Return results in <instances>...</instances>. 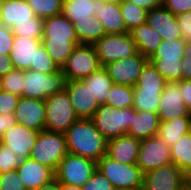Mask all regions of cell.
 Instances as JSON below:
<instances>
[{
	"instance_id": "cell-1",
	"label": "cell",
	"mask_w": 191,
	"mask_h": 190,
	"mask_svg": "<svg viewBox=\"0 0 191 190\" xmlns=\"http://www.w3.org/2000/svg\"><path fill=\"white\" fill-rule=\"evenodd\" d=\"M42 44L55 64L62 68L80 43L73 24L60 14L44 19Z\"/></svg>"
},
{
	"instance_id": "cell-2",
	"label": "cell",
	"mask_w": 191,
	"mask_h": 190,
	"mask_svg": "<svg viewBox=\"0 0 191 190\" xmlns=\"http://www.w3.org/2000/svg\"><path fill=\"white\" fill-rule=\"evenodd\" d=\"M68 153L98 162L107 153V139L91 119H77L65 132Z\"/></svg>"
},
{
	"instance_id": "cell-3",
	"label": "cell",
	"mask_w": 191,
	"mask_h": 190,
	"mask_svg": "<svg viewBox=\"0 0 191 190\" xmlns=\"http://www.w3.org/2000/svg\"><path fill=\"white\" fill-rule=\"evenodd\" d=\"M186 44L187 42L183 39L163 40L156 52L149 58L167 82L182 80V59Z\"/></svg>"
},
{
	"instance_id": "cell-4",
	"label": "cell",
	"mask_w": 191,
	"mask_h": 190,
	"mask_svg": "<svg viewBox=\"0 0 191 190\" xmlns=\"http://www.w3.org/2000/svg\"><path fill=\"white\" fill-rule=\"evenodd\" d=\"M67 154L65 133L43 130L38 134L30 158L46 165L55 172L60 161Z\"/></svg>"
},
{
	"instance_id": "cell-5",
	"label": "cell",
	"mask_w": 191,
	"mask_h": 190,
	"mask_svg": "<svg viewBox=\"0 0 191 190\" xmlns=\"http://www.w3.org/2000/svg\"><path fill=\"white\" fill-rule=\"evenodd\" d=\"M133 107L116 109L106 104H100L91 118L96 129L107 139L126 135L132 121Z\"/></svg>"
},
{
	"instance_id": "cell-6",
	"label": "cell",
	"mask_w": 191,
	"mask_h": 190,
	"mask_svg": "<svg viewBox=\"0 0 191 190\" xmlns=\"http://www.w3.org/2000/svg\"><path fill=\"white\" fill-rule=\"evenodd\" d=\"M97 169L107 177L115 189L142 190L144 174L137 164H123L104 155L97 162Z\"/></svg>"
},
{
	"instance_id": "cell-7",
	"label": "cell",
	"mask_w": 191,
	"mask_h": 190,
	"mask_svg": "<svg viewBox=\"0 0 191 190\" xmlns=\"http://www.w3.org/2000/svg\"><path fill=\"white\" fill-rule=\"evenodd\" d=\"M77 119L65 89L45 100V130L65 133Z\"/></svg>"
},
{
	"instance_id": "cell-8",
	"label": "cell",
	"mask_w": 191,
	"mask_h": 190,
	"mask_svg": "<svg viewBox=\"0 0 191 190\" xmlns=\"http://www.w3.org/2000/svg\"><path fill=\"white\" fill-rule=\"evenodd\" d=\"M101 67L108 63L126 59L138 50L129 32L106 34L93 44Z\"/></svg>"
},
{
	"instance_id": "cell-9",
	"label": "cell",
	"mask_w": 191,
	"mask_h": 190,
	"mask_svg": "<svg viewBox=\"0 0 191 190\" xmlns=\"http://www.w3.org/2000/svg\"><path fill=\"white\" fill-rule=\"evenodd\" d=\"M65 82L61 68L49 74L25 70L23 97L46 100L53 94L63 91Z\"/></svg>"
},
{
	"instance_id": "cell-10",
	"label": "cell",
	"mask_w": 191,
	"mask_h": 190,
	"mask_svg": "<svg viewBox=\"0 0 191 190\" xmlns=\"http://www.w3.org/2000/svg\"><path fill=\"white\" fill-rule=\"evenodd\" d=\"M97 169L94 160L68 153L59 163L55 178L63 184L82 187Z\"/></svg>"
},
{
	"instance_id": "cell-11",
	"label": "cell",
	"mask_w": 191,
	"mask_h": 190,
	"mask_svg": "<svg viewBox=\"0 0 191 190\" xmlns=\"http://www.w3.org/2000/svg\"><path fill=\"white\" fill-rule=\"evenodd\" d=\"M101 68L93 44H78L61 68L66 81L82 80Z\"/></svg>"
},
{
	"instance_id": "cell-12",
	"label": "cell",
	"mask_w": 191,
	"mask_h": 190,
	"mask_svg": "<svg viewBox=\"0 0 191 190\" xmlns=\"http://www.w3.org/2000/svg\"><path fill=\"white\" fill-rule=\"evenodd\" d=\"M136 164L143 174L170 165V147L158 135L142 139Z\"/></svg>"
},
{
	"instance_id": "cell-13",
	"label": "cell",
	"mask_w": 191,
	"mask_h": 190,
	"mask_svg": "<svg viewBox=\"0 0 191 190\" xmlns=\"http://www.w3.org/2000/svg\"><path fill=\"white\" fill-rule=\"evenodd\" d=\"M149 59L139 52L126 59L108 63L104 68L107 70L114 84L135 86L143 66Z\"/></svg>"
},
{
	"instance_id": "cell-14",
	"label": "cell",
	"mask_w": 191,
	"mask_h": 190,
	"mask_svg": "<svg viewBox=\"0 0 191 190\" xmlns=\"http://www.w3.org/2000/svg\"><path fill=\"white\" fill-rule=\"evenodd\" d=\"M70 101L78 119H91L99 108L96 97L90 91L89 85L81 80H69L65 82Z\"/></svg>"
},
{
	"instance_id": "cell-15",
	"label": "cell",
	"mask_w": 191,
	"mask_h": 190,
	"mask_svg": "<svg viewBox=\"0 0 191 190\" xmlns=\"http://www.w3.org/2000/svg\"><path fill=\"white\" fill-rule=\"evenodd\" d=\"M142 190H184L183 172L174 164L143 175Z\"/></svg>"
},
{
	"instance_id": "cell-16",
	"label": "cell",
	"mask_w": 191,
	"mask_h": 190,
	"mask_svg": "<svg viewBox=\"0 0 191 190\" xmlns=\"http://www.w3.org/2000/svg\"><path fill=\"white\" fill-rule=\"evenodd\" d=\"M14 116L18 124L28 129L45 130V100L21 96Z\"/></svg>"
},
{
	"instance_id": "cell-17",
	"label": "cell",
	"mask_w": 191,
	"mask_h": 190,
	"mask_svg": "<svg viewBox=\"0 0 191 190\" xmlns=\"http://www.w3.org/2000/svg\"><path fill=\"white\" fill-rule=\"evenodd\" d=\"M39 132L16 123L3 133L0 143L11 149L20 160L30 158Z\"/></svg>"
},
{
	"instance_id": "cell-18",
	"label": "cell",
	"mask_w": 191,
	"mask_h": 190,
	"mask_svg": "<svg viewBox=\"0 0 191 190\" xmlns=\"http://www.w3.org/2000/svg\"><path fill=\"white\" fill-rule=\"evenodd\" d=\"M157 114L160 121L191 116L181 96L179 81L167 82L160 96Z\"/></svg>"
},
{
	"instance_id": "cell-19",
	"label": "cell",
	"mask_w": 191,
	"mask_h": 190,
	"mask_svg": "<svg viewBox=\"0 0 191 190\" xmlns=\"http://www.w3.org/2000/svg\"><path fill=\"white\" fill-rule=\"evenodd\" d=\"M41 43L42 40L40 39L15 35L9 55L14 69L35 71L36 49Z\"/></svg>"
},
{
	"instance_id": "cell-20",
	"label": "cell",
	"mask_w": 191,
	"mask_h": 190,
	"mask_svg": "<svg viewBox=\"0 0 191 190\" xmlns=\"http://www.w3.org/2000/svg\"><path fill=\"white\" fill-rule=\"evenodd\" d=\"M16 172L27 190H36L55 178V172L51 168L31 158L20 160Z\"/></svg>"
},
{
	"instance_id": "cell-21",
	"label": "cell",
	"mask_w": 191,
	"mask_h": 190,
	"mask_svg": "<svg viewBox=\"0 0 191 190\" xmlns=\"http://www.w3.org/2000/svg\"><path fill=\"white\" fill-rule=\"evenodd\" d=\"M147 24L156 30L163 40L182 39V32L176 16L163 5L148 11Z\"/></svg>"
},
{
	"instance_id": "cell-22",
	"label": "cell",
	"mask_w": 191,
	"mask_h": 190,
	"mask_svg": "<svg viewBox=\"0 0 191 190\" xmlns=\"http://www.w3.org/2000/svg\"><path fill=\"white\" fill-rule=\"evenodd\" d=\"M140 143V139L127 134L107 140L106 155L123 164H136Z\"/></svg>"
},
{
	"instance_id": "cell-23",
	"label": "cell",
	"mask_w": 191,
	"mask_h": 190,
	"mask_svg": "<svg viewBox=\"0 0 191 190\" xmlns=\"http://www.w3.org/2000/svg\"><path fill=\"white\" fill-rule=\"evenodd\" d=\"M95 16L103 25L106 34L126 33V25L119 4L97 0Z\"/></svg>"
},
{
	"instance_id": "cell-24",
	"label": "cell",
	"mask_w": 191,
	"mask_h": 190,
	"mask_svg": "<svg viewBox=\"0 0 191 190\" xmlns=\"http://www.w3.org/2000/svg\"><path fill=\"white\" fill-rule=\"evenodd\" d=\"M131 122L127 135L140 140L158 135L160 120L155 112L133 109Z\"/></svg>"
},
{
	"instance_id": "cell-25",
	"label": "cell",
	"mask_w": 191,
	"mask_h": 190,
	"mask_svg": "<svg viewBox=\"0 0 191 190\" xmlns=\"http://www.w3.org/2000/svg\"><path fill=\"white\" fill-rule=\"evenodd\" d=\"M35 16L26 0L0 1V18L6 27L12 28L19 22L31 21Z\"/></svg>"
},
{
	"instance_id": "cell-26",
	"label": "cell",
	"mask_w": 191,
	"mask_h": 190,
	"mask_svg": "<svg viewBox=\"0 0 191 190\" xmlns=\"http://www.w3.org/2000/svg\"><path fill=\"white\" fill-rule=\"evenodd\" d=\"M130 35L136 43L138 52L148 59L156 52L161 42V35L154 30L147 22L131 30Z\"/></svg>"
},
{
	"instance_id": "cell-27",
	"label": "cell",
	"mask_w": 191,
	"mask_h": 190,
	"mask_svg": "<svg viewBox=\"0 0 191 190\" xmlns=\"http://www.w3.org/2000/svg\"><path fill=\"white\" fill-rule=\"evenodd\" d=\"M189 131H191V116H182L160 121L158 136L170 147Z\"/></svg>"
},
{
	"instance_id": "cell-28",
	"label": "cell",
	"mask_w": 191,
	"mask_h": 190,
	"mask_svg": "<svg viewBox=\"0 0 191 190\" xmlns=\"http://www.w3.org/2000/svg\"><path fill=\"white\" fill-rule=\"evenodd\" d=\"M97 0H63L62 15L71 23L84 19H97Z\"/></svg>"
},
{
	"instance_id": "cell-29",
	"label": "cell",
	"mask_w": 191,
	"mask_h": 190,
	"mask_svg": "<svg viewBox=\"0 0 191 190\" xmlns=\"http://www.w3.org/2000/svg\"><path fill=\"white\" fill-rule=\"evenodd\" d=\"M85 85H89L90 91L99 104L107 105V95L114 82L110 78L104 67L99 68L88 77L81 80Z\"/></svg>"
},
{
	"instance_id": "cell-30",
	"label": "cell",
	"mask_w": 191,
	"mask_h": 190,
	"mask_svg": "<svg viewBox=\"0 0 191 190\" xmlns=\"http://www.w3.org/2000/svg\"><path fill=\"white\" fill-rule=\"evenodd\" d=\"M80 44H94L106 35L101 22L97 19H84L72 22Z\"/></svg>"
},
{
	"instance_id": "cell-31",
	"label": "cell",
	"mask_w": 191,
	"mask_h": 190,
	"mask_svg": "<svg viewBox=\"0 0 191 190\" xmlns=\"http://www.w3.org/2000/svg\"><path fill=\"white\" fill-rule=\"evenodd\" d=\"M172 164L182 172L191 166V131L170 146Z\"/></svg>"
},
{
	"instance_id": "cell-32",
	"label": "cell",
	"mask_w": 191,
	"mask_h": 190,
	"mask_svg": "<svg viewBox=\"0 0 191 190\" xmlns=\"http://www.w3.org/2000/svg\"><path fill=\"white\" fill-rule=\"evenodd\" d=\"M166 84L167 81L148 60L143 66L138 82L133 89L164 90Z\"/></svg>"
},
{
	"instance_id": "cell-33",
	"label": "cell",
	"mask_w": 191,
	"mask_h": 190,
	"mask_svg": "<svg viewBox=\"0 0 191 190\" xmlns=\"http://www.w3.org/2000/svg\"><path fill=\"white\" fill-rule=\"evenodd\" d=\"M133 108L136 111H150L157 113L159 100L164 90L133 89Z\"/></svg>"
},
{
	"instance_id": "cell-34",
	"label": "cell",
	"mask_w": 191,
	"mask_h": 190,
	"mask_svg": "<svg viewBox=\"0 0 191 190\" xmlns=\"http://www.w3.org/2000/svg\"><path fill=\"white\" fill-rule=\"evenodd\" d=\"M133 86L113 84L107 95V105L116 109L133 107Z\"/></svg>"
},
{
	"instance_id": "cell-35",
	"label": "cell",
	"mask_w": 191,
	"mask_h": 190,
	"mask_svg": "<svg viewBox=\"0 0 191 190\" xmlns=\"http://www.w3.org/2000/svg\"><path fill=\"white\" fill-rule=\"evenodd\" d=\"M119 5L126 25V32H130L134 28L147 22L148 10L135 6L126 0Z\"/></svg>"
},
{
	"instance_id": "cell-36",
	"label": "cell",
	"mask_w": 191,
	"mask_h": 190,
	"mask_svg": "<svg viewBox=\"0 0 191 190\" xmlns=\"http://www.w3.org/2000/svg\"><path fill=\"white\" fill-rule=\"evenodd\" d=\"M37 17L44 19L62 14L63 0H26Z\"/></svg>"
},
{
	"instance_id": "cell-37",
	"label": "cell",
	"mask_w": 191,
	"mask_h": 190,
	"mask_svg": "<svg viewBox=\"0 0 191 190\" xmlns=\"http://www.w3.org/2000/svg\"><path fill=\"white\" fill-rule=\"evenodd\" d=\"M43 26L44 20L35 16L31 21L19 22L11 29L14 35L42 40Z\"/></svg>"
},
{
	"instance_id": "cell-38",
	"label": "cell",
	"mask_w": 191,
	"mask_h": 190,
	"mask_svg": "<svg viewBox=\"0 0 191 190\" xmlns=\"http://www.w3.org/2000/svg\"><path fill=\"white\" fill-rule=\"evenodd\" d=\"M1 88L19 97H23L24 70L13 69L6 75L0 77Z\"/></svg>"
},
{
	"instance_id": "cell-39",
	"label": "cell",
	"mask_w": 191,
	"mask_h": 190,
	"mask_svg": "<svg viewBox=\"0 0 191 190\" xmlns=\"http://www.w3.org/2000/svg\"><path fill=\"white\" fill-rule=\"evenodd\" d=\"M59 69L46 51L45 46L41 43L36 49L35 71L49 74L57 72Z\"/></svg>"
},
{
	"instance_id": "cell-40",
	"label": "cell",
	"mask_w": 191,
	"mask_h": 190,
	"mask_svg": "<svg viewBox=\"0 0 191 190\" xmlns=\"http://www.w3.org/2000/svg\"><path fill=\"white\" fill-rule=\"evenodd\" d=\"M0 190H27L16 170L0 173Z\"/></svg>"
},
{
	"instance_id": "cell-41",
	"label": "cell",
	"mask_w": 191,
	"mask_h": 190,
	"mask_svg": "<svg viewBox=\"0 0 191 190\" xmlns=\"http://www.w3.org/2000/svg\"><path fill=\"white\" fill-rule=\"evenodd\" d=\"M19 163L20 159L17 155L11 149L0 143V173L16 170Z\"/></svg>"
},
{
	"instance_id": "cell-42",
	"label": "cell",
	"mask_w": 191,
	"mask_h": 190,
	"mask_svg": "<svg viewBox=\"0 0 191 190\" xmlns=\"http://www.w3.org/2000/svg\"><path fill=\"white\" fill-rule=\"evenodd\" d=\"M83 190H114L111 182L98 169L92 177L82 186Z\"/></svg>"
},
{
	"instance_id": "cell-43",
	"label": "cell",
	"mask_w": 191,
	"mask_h": 190,
	"mask_svg": "<svg viewBox=\"0 0 191 190\" xmlns=\"http://www.w3.org/2000/svg\"><path fill=\"white\" fill-rule=\"evenodd\" d=\"M20 97L5 90L0 91V115L15 113Z\"/></svg>"
},
{
	"instance_id": "cell-44",
	"label": "cell",
	"mask_w": 191,
	"mask_h": 190,
	"mask_svg": "<svg viewBox=\"0 0 191 190\" xmlns=\"http://www.w3.org/2000/svg\"><path fill=\"white\" fill-rule=\"evenodd\" d=\"M14 34L12 29L4 24L0 27V54L10 55L14 43Z\"/></svg>"
},
{
	"instance_id": "cell-45",
	"label": "cell",
	"mask_w": 191,
	"mask_h": 190,
	"mask_svg": "<svg viewBox=\"0 0 191 190\" xmlns=\"http://www.w3.org/2000/svg\"><path fill=\"white\" fill-rule=\"evenodd\" d=\"M162 5L175 16L191 11V0H162Z\"/></svg>"
},
{
	"instance_id": "cell-46",
	"label": "cell",
	"mask_w": 191,
	"mask_h": 190,
	"mask_svg": "<svg viewBox=\"0 0 191 190\" xmlns=\"http://www.w3.org/2000/svg\"><path fill=\"white\" fill-rule=\"evenodd\" d=\"M176 20L182 32V39L191 42V11L176 16Z\"/></svg>"
},
{
	"instance_id": "cell-47",
	"label": "cell",
	"mask_w": 191,
	"mask_h": 190,
	"mask_svg": "<svg viewBox=\"0 0 191 190\" xmlns=\"http://www.w3.org/2000/svg\"><path fill=\"white\" fill-rule=\"evenodd\" d=\"M182 66V80L191 79V42L186 44Z\"/></svg>"
},
{
	"instance_id": "cell-48",
	"label": "cell",
	"mask_w": 191,
	"mask_h": 190,
	"mask_svg": "<svg viewBox=\"0 0 191 190\" xmlns=\"http://www.w3.org/2000/svg\"><path fill=\"white\" fill-rule=\"evenodd\" d=\"M181 96L191 114V79L179 81Z\"/></svg>"
},
{
	"instance_id": "cell-49",
	"label": "cell",
	"mask_w": 191,
	"mask_h": 190,
	"mask_svg": "<svg viewBox=\"0 0 191 190\" xmlns=\"http://www.w3.org/2000/svg\"><path fill=\"white\" fill-rule=\"evenodd\" d=\"M17 123L14 113L0 115V139L3 133Z\"/></svg>"
},
{
	"instance_id": "cell-50",
	"label": "cell",
	"mask_w": 191,
	"mask_h": 190,
	"mask_svg": "<svg viewBox=\"0 0 191 190\" xmlns=\"http://www.w3.org/2000/svg\"><path fill=\"white\" fill-rule=\"evenodd\" d=\"M135 6L142 7L148 11L162 6V0H126Z\"/></svg>"
},
{
	"instance_id": "cell-51",
	"label": "cell",
	"mask_w": 191,
	"mask_h": 190,
	"mask_svg": "<svg viewBox=\"0 0 191 190\" xmlns=\"http://www.w3.org/2000/svg\"><path fill=\"white\" fill-rule=\"evenodd\" d=\"M13 69L14 67L9 56L0 54V77L6 75Z\"/></svg>"
},
{
	"instance_id": "cell-52",
	"label": "cell",
	"mask_w": 191,
	"mask_h": 190,
	"mask_svg": "<svg viewBox=\"0 0 191 190\" xmlns=\"http://www.w3.org/2000/svg\"><path fill=\"white\" fill-rule=\"evenodd\" d=\"M36 190H61V183L56 178H54Z\"/></svg>"
},
{
	"instance_id": "cell-53",
	"label": "cell",
	"mask_w": 191,
	"mask_h": 190,
	"mask_svg": "<svg viewBox=\"0 0 191 190\" xmlns=\"http://www.w3.org/2000/svg\"><path fill=\"white\" fill-rule=\"evenodd\" d=\"M184 190H191V166L183 172Z\"/></svg>"
},
{
	"instance_id": "cell-54",
	"label": "cell",
	"mask_w": 191,
	"mask_h": 190,
	"mask_svg": "<svg viewBox=\"0 0 191 190\" xmlns=\"http://www.w3.org/2000/svg\"><path fill=\"white\" fill-rule=\"evenodd\" d=\"M61 190H83L82 187L61 183Z\"/></svg>"
},
{
	"instance_id": "cell-55",
	"label": "cell",
	"mask_w": 191,
	"mask_h": 190,
	"mask_svg": "<svg viewBox=\"0 0 191 190\" xmlns=\"http://www.w3.org/2000/svg\"><path fill=\"white\" fill-rule=\"evenodd\" d=\"M104 3H115V4H121L124 0H101Z\"/></svg>"
},
{
	"instance_id": "cell-56",
	"label": "cell",
	"mask_w": 191,
	"mask_h": 190,
	"mask_svg": "<svg viewBox=\"0 0 191 190\" xmlns=\"http://www.w3.org/2000/svg\"><path fill=\"white\" fill-rule=\"evenodd\" d=\"M114 190H134V189H125V188H120V189H114Z\"/></svg>"
},
{
	"instance_id": "cell-57",
	"label": "cell",
	"mask_w": 191,
	"mask_h": 190,
	"mask_svg": "<svg viewBox=\"0 0 191 190\" xmlns=\"http://www.w3.org/2000/svg\"><path fill=\"white\" fill-rule=\"evenodd\" d=\"M3 25V23H2V20H1V18H0V27Z\"/></svg>"
}]
</instances>
